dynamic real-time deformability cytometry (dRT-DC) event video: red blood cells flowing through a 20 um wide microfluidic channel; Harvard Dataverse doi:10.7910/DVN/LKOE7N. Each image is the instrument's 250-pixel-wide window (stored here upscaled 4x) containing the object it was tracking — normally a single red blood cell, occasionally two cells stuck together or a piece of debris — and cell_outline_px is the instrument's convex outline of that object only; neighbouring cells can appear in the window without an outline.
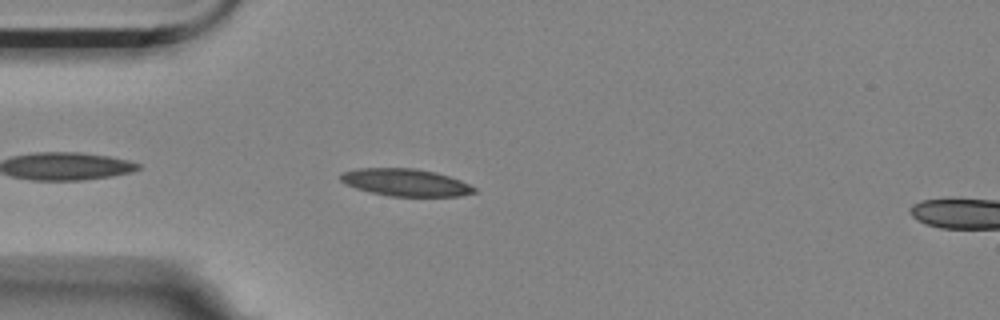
{"species": "Egyptian fruit bat (a non-hibernating species)", "species_latin": "Rousettus aegyptiacus", "temperature_condition": "room temperature", "stored_images_in_passage": 29, "camera_frame_rate_fps": 3000, "um_per_image_px": 0.085, "animal": {"sex": "female"}, "frame": {"image": 1, "passage_image": 4, "time_ms": 1.0, "image_size_px": [1000, 320], "cell_outline_px": [[476, 192], [460, 196], [388, 196], [356, 188], [340, 180], [340, 172], [356, 168], [416, 168], [436, 172], [460, 180], [476, 188]], "centroid_in_image_um": [34.46, 15.5], "position_along_channel_um": 50.5, "area_um2": 21.21}}
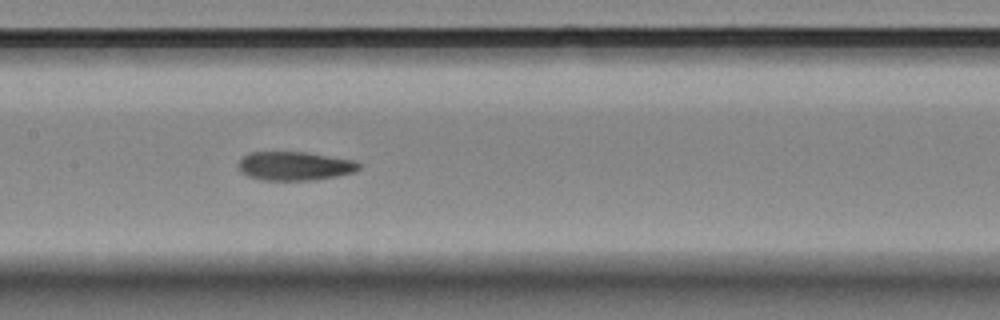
{"frame": {"image": 2, "passage_image": 16, "time_ms": 5.0, "image_size_px": [1000, 320], "cell_outline_px": [[360, 168], [356, 172], [316, 180], [264, 180], [248, 176], [240, 172], [236, 164], [248, 152], [308, 152], [356, 160], [360, 164]], "centroid_in_image_um": [25.06, 14.1], "position_along_channel_um": 182.3, "area_um2": 20.52}}
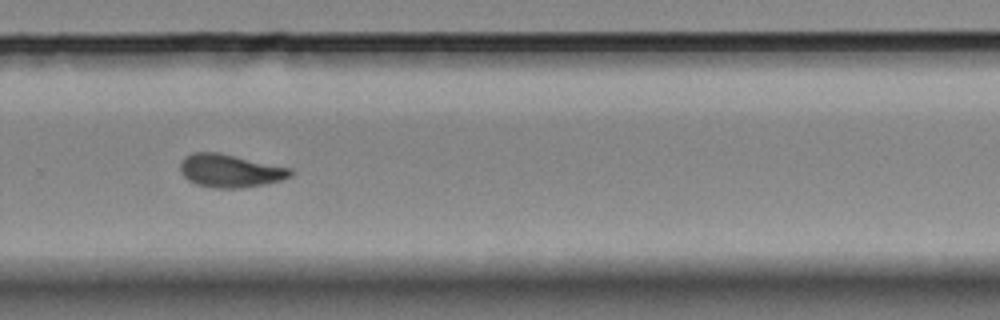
{"frame": {"image": 3, "passage_image": 27, "time_ms": 8.667, "image_size_px": [1000, 320], "cell_outline_px": [[292, 176], [280, 180], [264, 184], [244, 188], [216, 188], [196, 184], [188, 180], [180, 172], [180, 164], [184, 156], [192, 152], [220, 152], [292, 168]], "centroid_in_image_um": [19.55, 14.5], "position_along_channel_um": 310.3, "area_um2": 21.44}}